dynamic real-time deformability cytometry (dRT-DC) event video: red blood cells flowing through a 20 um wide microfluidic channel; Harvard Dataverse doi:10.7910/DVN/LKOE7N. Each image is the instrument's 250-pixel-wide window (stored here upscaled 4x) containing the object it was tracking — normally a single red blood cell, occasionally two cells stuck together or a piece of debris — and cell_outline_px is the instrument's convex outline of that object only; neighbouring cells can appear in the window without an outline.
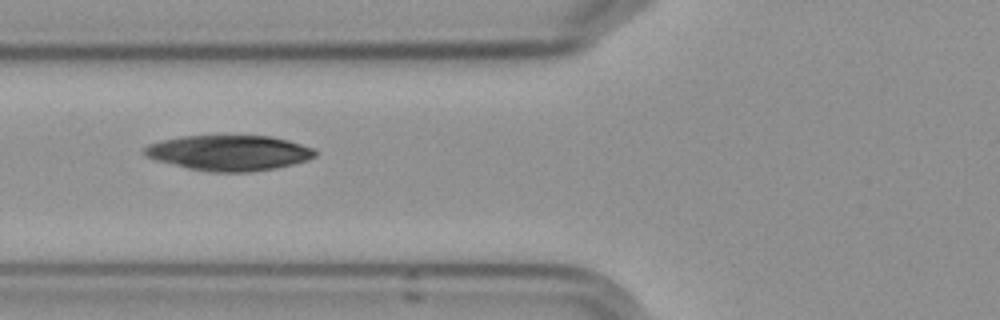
{"species": "Egyptian fruit bat (a non-hibernating species)", "species_latin": "Rousettus aegyptiacus", "temperature_condition": "cold", "stored_images_in_passage": 11, "camera_frame_rate_fps": 3000, "um_per_image_px": 0.085, "frame": {"image": 1, "passage_image": 7, "time_ms": 8.0, "image_size_px": [1000, 320], "cell_outline_px": [[316, 156], [308, 160], [276, 168], [252, 172], [208, 172], [188, 168], [156, 160], [140, 152], [140, 148], [148, 144], [160, 140], [180, 136], [272, 136], [288, 140], [316, 148]], "centroid_in_image_um": [19.45, 12.99], "position_along_channel_um": 106.3, "area_um2": 35.55}}